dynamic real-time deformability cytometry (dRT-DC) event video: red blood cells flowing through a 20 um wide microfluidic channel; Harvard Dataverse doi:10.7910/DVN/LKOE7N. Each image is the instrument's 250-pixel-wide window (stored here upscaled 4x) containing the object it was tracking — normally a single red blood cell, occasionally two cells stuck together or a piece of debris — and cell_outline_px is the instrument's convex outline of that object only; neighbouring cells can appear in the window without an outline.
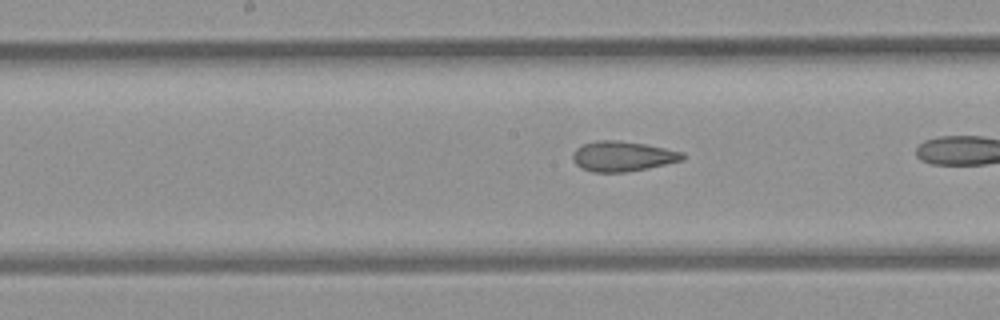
{"species": "common noctule bat (a hibernating species)", "species_latin": "Nyctalus noctula", "temperature_condition": "room temperature", "stored_images_in_passage": 34, "camera_frame_rate_fps": 3000, "um_per_image_px": 0.085, "animal": {"sex": "female", "body_mass_g": 21.9}, "frame": {"image": 1, "passage_image": 20, "time_ms": 6.333, "image_size_px": [1000, 320], "cell_outline_px": [[684, 160], [648, 168], [628, 172], [592, 172], [580, 168], [572, 160], [572, 152], [580, 144], [596, 140], [620, 140], [644, 144], [684, 152]], "centroid_in_image_um": [52.87, 13.28], "position_along_channel_um": 195.3, "area_um2": 19.54}}